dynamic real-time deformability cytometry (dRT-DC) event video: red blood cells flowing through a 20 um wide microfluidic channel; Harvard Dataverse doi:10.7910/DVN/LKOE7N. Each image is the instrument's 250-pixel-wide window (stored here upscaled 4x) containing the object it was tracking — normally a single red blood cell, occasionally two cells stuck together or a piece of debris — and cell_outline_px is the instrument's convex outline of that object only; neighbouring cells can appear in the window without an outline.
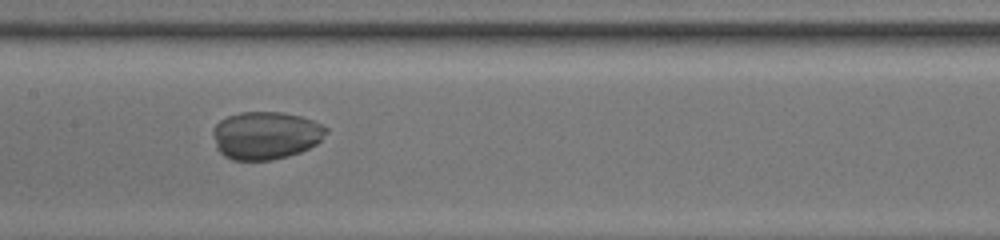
{"species": "common noctule bat (a hibernating species)", "species_latin": "Nyctalus noctula", "temperature_condition": "room temperature", "stored_images_in_passage": 42, "camera_frame_rate_fps": 3000, "um_per_image_px": 0.085, "animal": {"sex": "male", "body_mass_g": 13.0, "forearm_length_mm": 53.1}, "frame": {"image": 1, "passage_image": 19, "time_ms": 6.0, "image_size_px": [1000, 240], "cell_outline_px": [[328, 132], [316, 144], [300, 152], [288, 156], [272, 160], [232, 160], [224, 156], [216, 148], [212, 132], [212, 128], [220, 120], [228, 116], [240, 112], [284, 112], [300, 116], [312, 120], [328, 128]], "centroid_in_image_um": [22.56, 11.51], "position_along_channel_um": 184.8, "area_um2": 31.67}}
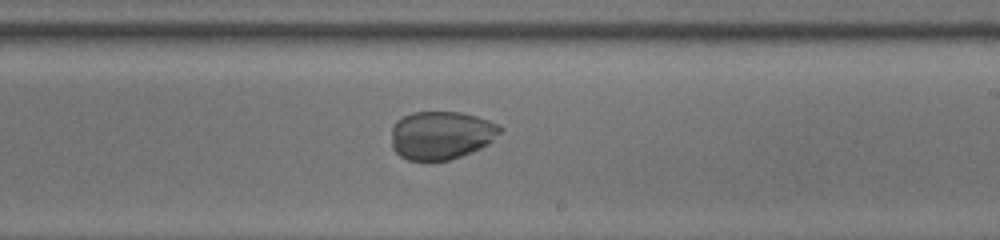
{"frame": {"image": 2, "passage_image": 24, "time_ms": 7.667, "image_size_px": [1000, 240], "cell_outline_px": [[504, 128], [488, 144], [472, 152], [448, 160], [408, 160], [400, 156], [392, 148], [392, 124], [396, 120], [412, 112], [460, 112], [476, 116], [500, 124]], "centroid_in_image_um": [37.49, 11.48], "position_along_channel_um": 251.5, "area_um2": 30.63}}